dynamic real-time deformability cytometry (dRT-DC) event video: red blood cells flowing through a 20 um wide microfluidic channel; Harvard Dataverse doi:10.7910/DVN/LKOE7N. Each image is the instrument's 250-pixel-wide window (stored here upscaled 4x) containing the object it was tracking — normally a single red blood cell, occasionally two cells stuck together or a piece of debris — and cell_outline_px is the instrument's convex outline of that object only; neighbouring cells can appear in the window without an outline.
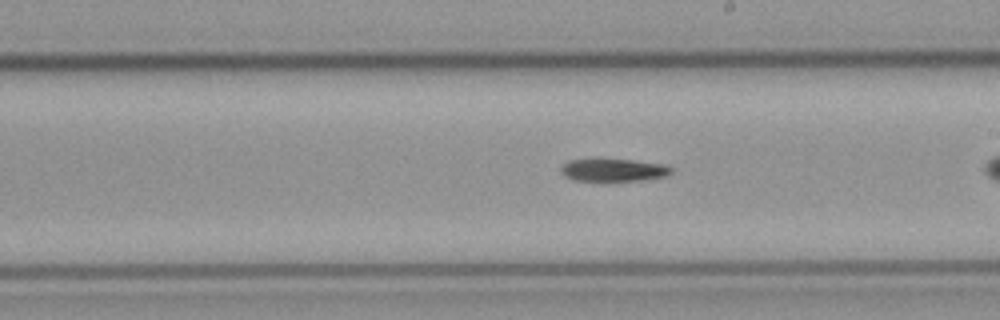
{"species": "common noctule bat (a hibernating species)", "species_latin": "Nyctalus noctula", "temperature_condition": "cold", "stored_images_in_passage": 29, "camera_frame_rate_fps": 3000, "um_per_image_px": 0.085, "animal": {"sex": "male", "body_mass_g": 23.1, "forearm_length_mm": 52.7}, "frame": {"image": 1, "passage_image": 17, "time_ms": 5.333, "image_size_px": [1000, 320], "cell_outline_px": [[672, 172], [668, 176], [640, 180], [572, 180], [564, 176], [560, 172], [560, 168], [568, 160], [628, 160], [664, 164], [672, 168]], "centroid_in_image_um": [52.14, 14.46], "position_along_channel_um": 236.9, "area_um2": 14.22}}